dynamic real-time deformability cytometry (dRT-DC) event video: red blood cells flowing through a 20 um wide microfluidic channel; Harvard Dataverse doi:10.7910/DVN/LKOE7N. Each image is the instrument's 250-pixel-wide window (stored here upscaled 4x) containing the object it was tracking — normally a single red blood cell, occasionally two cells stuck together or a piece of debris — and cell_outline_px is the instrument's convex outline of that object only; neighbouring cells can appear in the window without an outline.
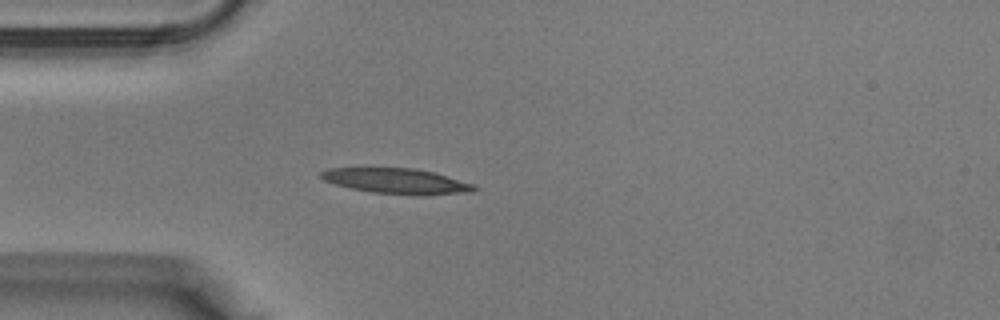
{"species": "Egyptian fruit bat (a non-hibernating species)", "species_latin": "Rousettus aegyptiacus", "temperature_condition": "warm", "stored_images_in_passage": 33, "camera_frame_rate_fps": 3000, "um_per_image_px": 0.085, "animal": {"sex": "male"}, "frame": {"image": 1, "passage_image": 5, "time_ms": 1.333, "image_size_px": [1000, 320], "cell_outline_px": [[480, 188], [472, 192], [424, 196], [372, 192], [352, 188], [336, 184], [324, 180], [320, 176], [320, 172], [328, 168], [372, 164], [416, 168], [436, 172], [476, 184]], "centroid_in_image_um": [33.72, 15.33], "position_along_channel_um": 51.3, "area_um2": 24.28}}
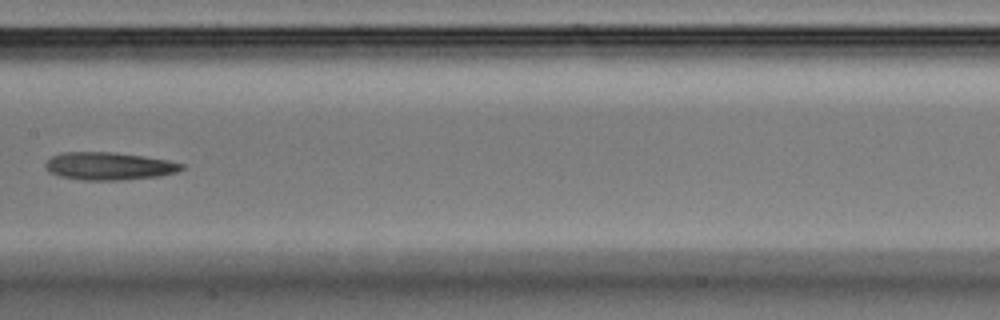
{"frame": {"image": 2, "passage_image": 14, "time_ms": 4.333, "image_size_px": [1000, 320], "cell_outline_px": [[184, 168], [176, 172], [160, 176], [120, 180], [84, 180], [60, 176], [48, 172], [44, 164], [52, 156], [60, 152], [112, 152], [144, 156], [168, 160], [184, 164]], "centroid_in_image_um": [9.25, 14.11], "position_along_channel_um": 198.1, "area_um2": 22.02}}
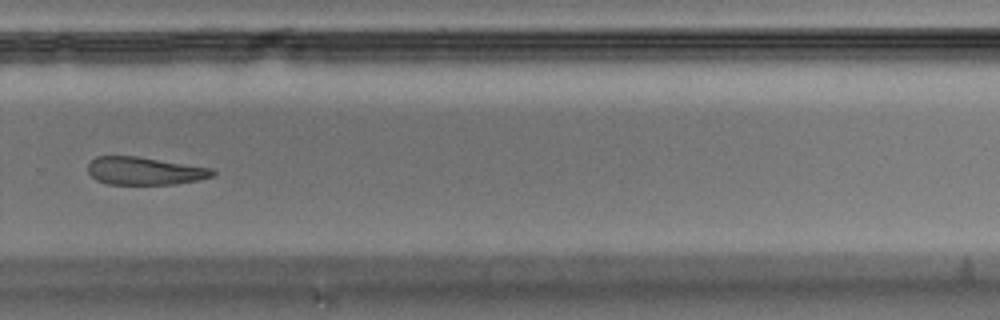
{"frame": {"image": 3, "passage_image": 21, "time_ms": 6.667, "image_size_px": [1000, 320], "cell_outline_px": [[216, 172], [212, 176], [196, 180], [172, 184], [108, 184], [96, 180], [88, 172], [88, 164], [96, 156], [136, 156], [212, 168]], "centroid_in_image_um": [12.26, 14.52], "position_along_channel_um": 317.5, "area_um2": 20.0}}